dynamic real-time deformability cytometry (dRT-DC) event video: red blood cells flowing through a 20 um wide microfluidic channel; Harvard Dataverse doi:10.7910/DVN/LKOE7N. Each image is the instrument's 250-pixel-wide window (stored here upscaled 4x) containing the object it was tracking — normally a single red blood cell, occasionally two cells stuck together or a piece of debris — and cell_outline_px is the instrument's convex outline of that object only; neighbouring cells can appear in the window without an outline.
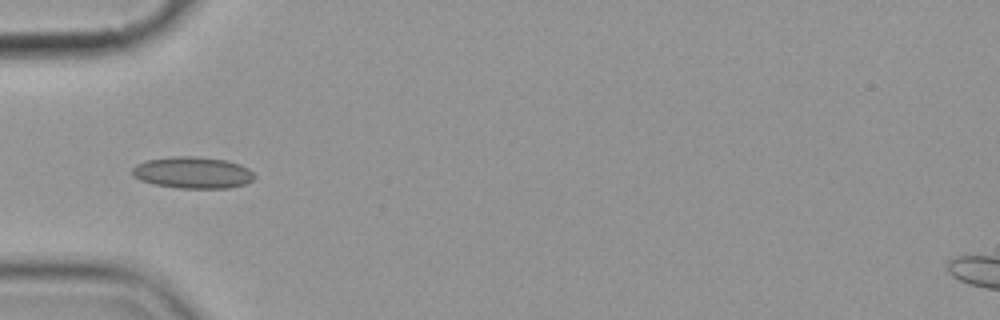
{"species": "common noctule bat (a hibernating species)", "species_latin": "Nyctalus noctula", "temperature_condition": "cold", "stored_images_in_passage": 6, "camera_frame_rate_fps": 3000, "um_per_image_px": 0.085, "animal": {"sex": "female", "body_mass_g": 19.9}, "frame": {"image": 1, "passage_image": 6, "time_ms": 6.0, "image_size_px": [1000, 320], "cell_outline_px": [[256, 176], [252, 180], [244, 184], [228, 188], [180, 188], [152, 184], [140, 180], [132, 176], [132, 168], [136, 164], [144, 160], [172, 156], [196, 156], [224, 160], [240, 164], [248, 168]], "centroid_in_image_um": [16.34, 14.67], "position_along_channel_um": 68.7, "area_um2": 22.66}}